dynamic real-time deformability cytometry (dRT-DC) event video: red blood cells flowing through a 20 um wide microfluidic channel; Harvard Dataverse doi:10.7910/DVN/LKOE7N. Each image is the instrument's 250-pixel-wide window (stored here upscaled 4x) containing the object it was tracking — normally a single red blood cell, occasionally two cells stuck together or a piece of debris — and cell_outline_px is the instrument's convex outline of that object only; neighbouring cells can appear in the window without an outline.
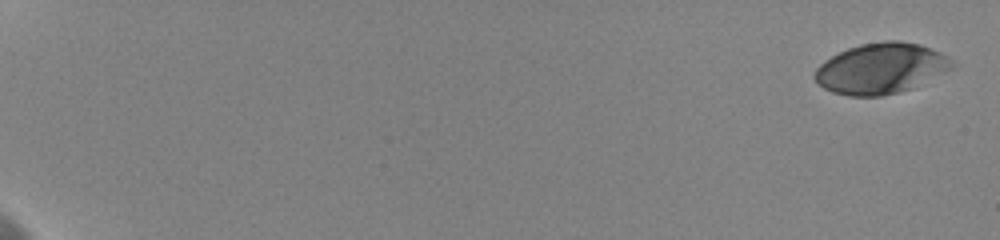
{"species": "human", "species_latin": "Homo sapiens", "temperature_condition": "cold", "stored_images_in_passage": 9, "camera_frame_rate_fps": 3000, "um_per_image_px": 0.085, "donor": {"sex": "female"}, "frame": {"image": 1, "passage_image": 1, "time_ms": 0.0, "image_size_px": [1000, 240], "cell_outline_px": [[956, 64], [952, 68], [912, 88], [880, 96], [848, 96], [832, 92], [824, 88], [812, 76], [816, 68], [824, 60], [848, 48], [860, 44], [884, 40], [896, 40], [920, 44], [940, 52], [948, 56]], "centroid_in_image_um": [74.87, 5.8], "position_along_channel_um": 10.1, "area_um2": 40.4}}
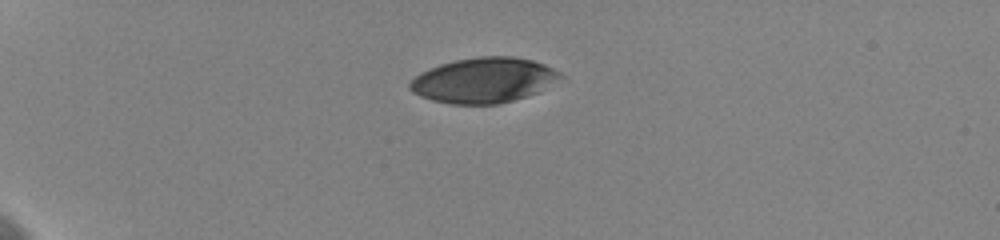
{"frame": {"image": 2, "passage_image": 6, "time_ms": 5.333, "image_size_px": [1000, 240], "cell_outline_px": [[564, 76], [536, 92], [512, 100], [496, 104], [452, 104], [432, 100], [420, 96], [412, 92], [408, 88], [408, 84], [420, 72], [440, 64], [456, 60], [480, 56], [512, 56], [532, 60], [544, 64], [560, 72]], "centroid_in_image_um": [41.07, 6.81], "position_along_channel_um": 43.9, "area_um2": 39.25}}